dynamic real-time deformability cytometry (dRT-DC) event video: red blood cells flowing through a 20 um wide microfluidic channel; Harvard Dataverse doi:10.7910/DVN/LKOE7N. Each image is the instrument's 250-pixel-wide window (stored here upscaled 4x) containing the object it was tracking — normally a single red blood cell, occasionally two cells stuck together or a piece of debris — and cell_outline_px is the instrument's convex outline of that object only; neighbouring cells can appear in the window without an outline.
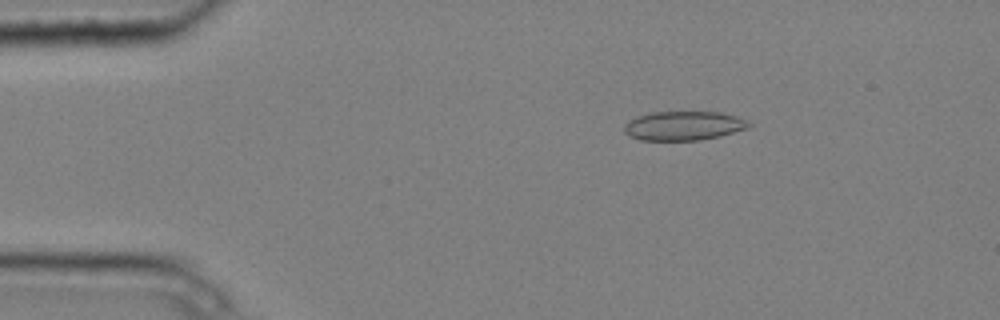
{"species": "common noctule bat (a hibernating species)", "species_latin": "Nyctalus noctula", "temperature_condition": "cold", "stored_images_in_passage": 5, "camera_frame_rate_fps": 3000, "um_per_image_px": 0.085, "animal": {"sex": "male", "body_mass_g": 20.4}, "frame": {"image": 1, "passage_image": 3, "time_ms": 0.667, "image_size_px": [1000, 320], "cell_outline_px": [[752, 124], [748, 128], [720, 136], [700, 140], [640, 140], [628, 136], [624, 132], [624, 124], [628, 120], [636, 116], [652, 112], [720, 112], [752, 120]], "centroid_in_image_um": [58.12, 10.68], "position_along_channel_um": 26.9, "area_um2": 21.44}}
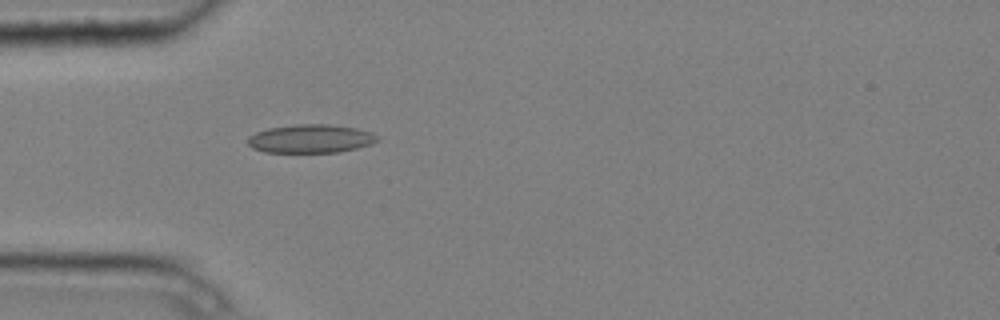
{"frame": {"image": 2, "passage_image": 5, "time_ms": 1.333, "image_size_px": [1000, 320], "cell_outline_px": [[380, 140], [372, 144], [340, 152], [264, 152], [252, 148], [248, 144], [248, 136], [256, 132], [268, 128], [296, 124], [328, 124], [356, 128], [372, 132], [380, 136]], "centroid_in_image_um": [26.44, 11.79], "position_along_channel_um": 58.6, "area_um2": 21.68}}